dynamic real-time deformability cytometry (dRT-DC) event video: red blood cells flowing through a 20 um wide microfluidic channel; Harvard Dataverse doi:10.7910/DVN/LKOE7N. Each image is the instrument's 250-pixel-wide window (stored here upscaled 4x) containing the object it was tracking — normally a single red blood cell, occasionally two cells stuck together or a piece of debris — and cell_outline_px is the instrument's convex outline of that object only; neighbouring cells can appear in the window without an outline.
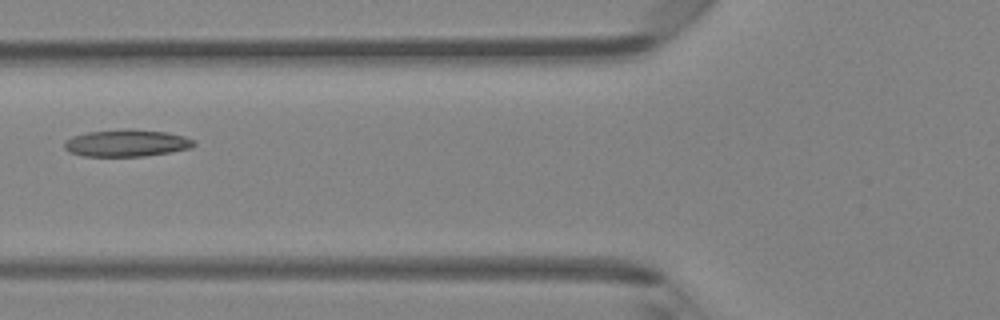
{"species": "Egyptian fruit bat (a non-hibernating species)", "species_latin": "Rousettus aegyptiacus", "temperature_condition": "room temperature", "stored_images_in_passage": 5, "camera_frame_rate_fps": 3000, "um_per_image_px": 0.085, "animal": {"sex": "female"}, "frame": {"image": 1, "passage_image": 5, "time_ms": 4.333, "image_size_px": [1000, 320], "cell_outline_px": [[196, 144], [192, 148], [172, 152], [144, 156], [84, 156], [68, 152], [64, 148], [64, 144], [72, 136], [88, 132], [128, 128], [132, 128], [168, 132], [184, 136], [196, 140]], "centroid_in_image_um": [10.82, 12.15], "position_along_channel_um": 115.0, "area_um2": 20.69}}